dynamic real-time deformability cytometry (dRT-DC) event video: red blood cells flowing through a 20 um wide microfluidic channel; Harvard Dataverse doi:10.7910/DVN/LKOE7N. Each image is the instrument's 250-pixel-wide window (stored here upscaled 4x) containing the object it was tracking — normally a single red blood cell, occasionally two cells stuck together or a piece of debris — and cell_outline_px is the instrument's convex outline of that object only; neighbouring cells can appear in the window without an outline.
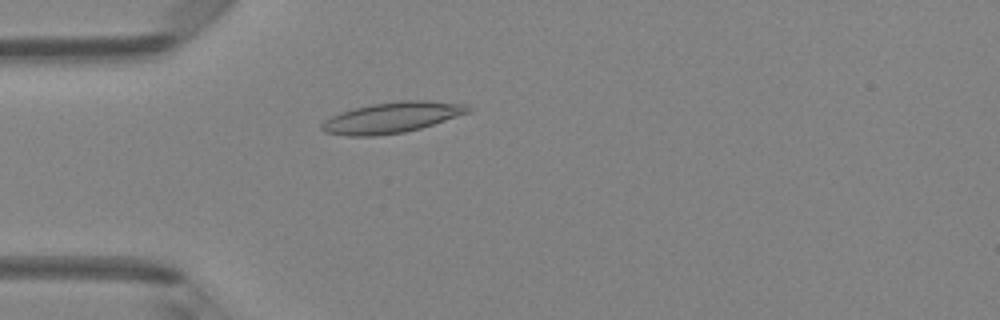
{"species": "Egyptian fruit bat (a non-hibernating species)", "species_latin": "Rousettus aegyptiacus", "temperature_condition": "room temperature", "stored_images_in_passage": 38, "camera_frame_rate_fps": 3000, "um_per_image_px": 0.085, "animal": {"sex": "female"}, "frame": {"image": 1, "passage_image": 3, "time_ms": 0.667, "image_size_px": [1000, 320], "cell_outline_px": [[472, 108], [468, 112], [420, 128], [404, 132], [376, 136], [348, 136], [324, 132], [320, 128], [320, 124], [324, 120], [340, 112], [372, 104], [400, 100], [424, 100], [464, 104]], "centroid_in_image_um": [33.25, 9.99], "position_along_channel_um": 51.8, "area_um2": 25.95}}
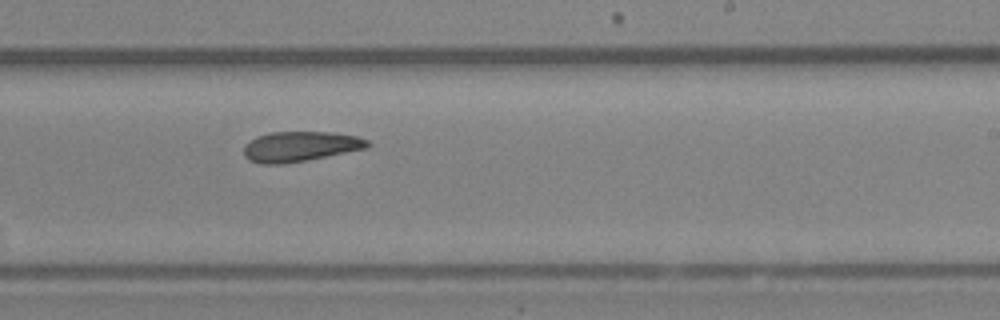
{"frame": {"image": 2, "passage_image": 19, "time_ms": 6.0, "image_size_px": [1000, 320], "cell_outline_px": [[372, 144], [368, 148], [284, 164], [260, 164], [248, 160], [244, 156], [244, 148], [256, 136], [268, 132], [332, 132], [356, 136], [368, 140]], "centroid_in_image_um": [25.52, 12.45], "position_along_channel_um": 263.5, "area_um2": 21.68}}
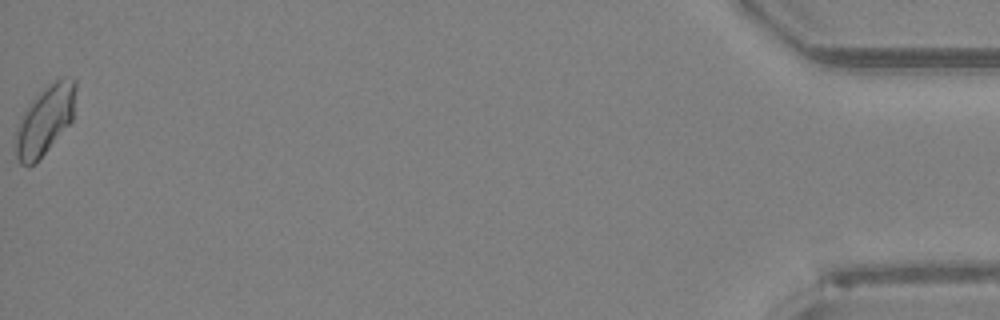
{"frame": {"image": 3, "passage_image": 38, "time_ms": 12.333, "image_size_px": [1000, 320], "cell_outline_px": [[76, 88], [72, 120], [36, 164], [28, 168], [20, 164], [16, 156], [16, 128], [20, 116], [28, 104], [48, 84], [64, 76], [76, 80]], "centroid_in_image_um": [3.8, 10.24], "position_along_channel_um": 431.4, "area_um2": 24.28}, "authors_computed_cell_mechanics": {"area_um2": 22.2241, "velocity_mm_per_s": 4.1791, "shape_relaxation_time_tau1_ms": null, "shape_relaxation_time_tau2_ms": 1.3819, "deformation_change_tau1": null, "deformation_change_tau2": 0.0677}}